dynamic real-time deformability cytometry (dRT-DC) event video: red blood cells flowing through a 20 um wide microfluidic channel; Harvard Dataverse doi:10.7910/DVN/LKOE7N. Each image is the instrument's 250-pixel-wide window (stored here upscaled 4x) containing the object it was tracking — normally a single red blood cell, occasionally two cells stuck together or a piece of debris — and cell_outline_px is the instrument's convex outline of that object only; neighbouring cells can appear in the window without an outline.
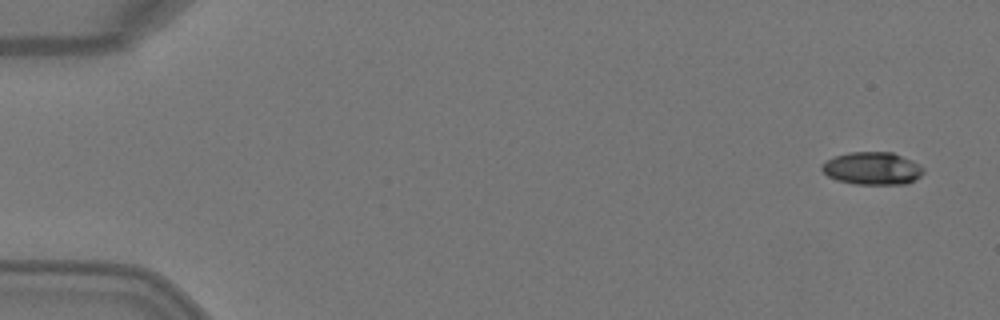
{"species": "Egyptian fruit bat (a non-hibernating species)", "species_latin": "Rousettus aegyptiacus", "temperature_condition": "warm", "stored_images_in_passage": 5, "camera_frame_rate_fps": 3000, "um_per_image_px": 0.085, "animal": {"sex": "female"}, "frame": {"image": 1, "passage_image": 1, "time_ms": 0.0, "image_size_px": [1000, 320], "cell_outline_px": [[924, 172], [920, 176], [908, 184], [856, 184], [836, 180], [828, 176], [820, 168], [820, 164], [836, 156], [848, 152], [892, 152], [912, 160], [920, 164], [924, 168]], "centroid_in_image_um": [74.16, 14.31], "position_along_channel_um": 10.8, "area_um2": 19.42}}
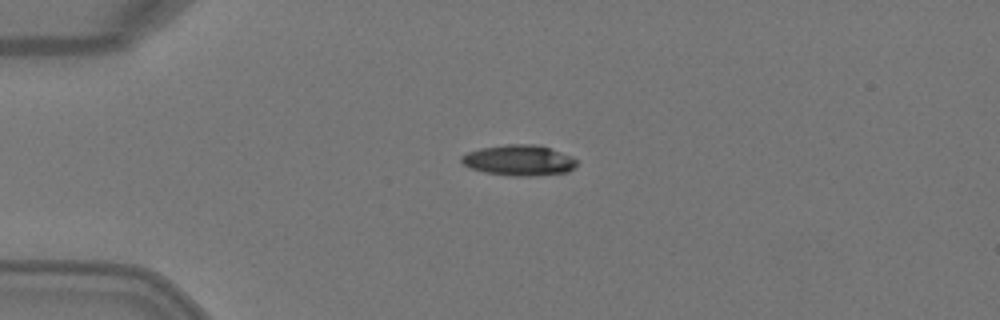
{"frame": {"image": 2, "passage_image": 4, "time_ms": 1.0, "image_size_px": [1000, 320], "cell_outline_px": [[576, 164], [568, 172], [536, 176], [512, 176], [484, 172], [468, 168], [460, 160], [460, 156], [468, 152], [480, 148], [508, 144], [536, 144], [572, 156], [576, 160]], "centroid_in_image_um": [44.08, 13.63], "position_along_channel_um": 40.9, "area_um2": 20.63}}